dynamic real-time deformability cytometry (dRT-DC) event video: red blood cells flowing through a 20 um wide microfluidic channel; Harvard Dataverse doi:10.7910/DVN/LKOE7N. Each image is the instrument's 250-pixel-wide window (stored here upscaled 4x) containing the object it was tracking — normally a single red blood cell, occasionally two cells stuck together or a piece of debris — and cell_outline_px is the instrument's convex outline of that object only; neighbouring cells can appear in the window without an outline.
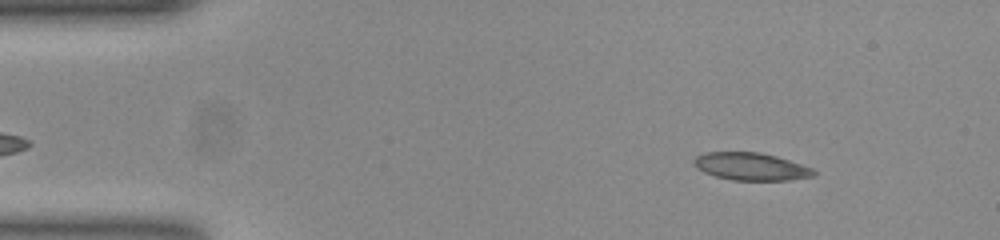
{"species": "common noctule bat (a hibernating species)", "species_latin": "Nyctalus noctula", "temperature_condition": "room temperature", "stored_images_in_passage": 51, "camera_frame_rate_fps": 3000, "um_per_image_px": 0.085, "animal": {"sex": "female", "body_mass_g": 23.0, "forearm_length_mm": 53.4}, "frame": {"image": 1, "passage_image": 5, "time_ms": 1.333, "image_size_px": [1000, 240], "cell_outline_px": [[816, 176], [792, 180], [732, 180], [716, 176], [704, 172], [696, 168], [692, 164], [692, 160], [696, 156], [704, 152], [760, 152], [776, 156], [812, 168], [816, 172]], "centroid_in_image_um": [63.81, 14.15], "position_along_channel_um": 21.2, "area_um2": 19.36}}
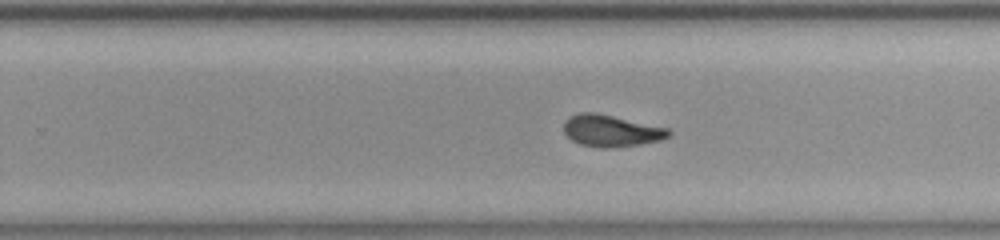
{"frame": {"image": 2, "passage_image": 31, "time_ms": 10.0, "image_size_px": [1000, 240], "cell_outline_px": [[672, 132], [668, 136], [660, 140], [640, 144], [608, 148], [604, 148], [580, 144], [572, 140], [564, 132], [564, 120], [568, 116], [580, 112], [596, 112], [668, 128]], "centroid_in_image_um": [51.92, 11.1], "position_along_channel_um": 277.9, "area_um2": 19.36}}
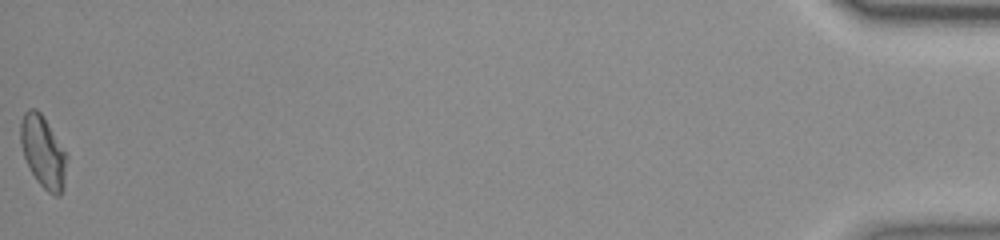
{"frame": {"image": 3, "passage_image": 51, "time_ms": 16.667, "image_size_px": [1000, 240], "cell_outline_px": [[68, 156], [64, 188], [60, 196], [56, 196], [48, 192], [36, 180], [24, 156], [20, 144], [20, 124], [24, 112], [28, 108], [36, 108], [44, 116]], "centroid_in_image_um": [3.68, 12.9], "position_along_channel_um": 431.5, "area_um2": 19.54}, "authors_computed_cell_mechanics": {"area_um2": 19.363, "velocity_mm_per_s": 3.8691, "shape_relaxation_time_tau1_ms": null, "shape_relaxation_time_tau2_ms": 2.1557, "deformation_change_tau1": null, "deformation_change_tau2": 0.0859}}